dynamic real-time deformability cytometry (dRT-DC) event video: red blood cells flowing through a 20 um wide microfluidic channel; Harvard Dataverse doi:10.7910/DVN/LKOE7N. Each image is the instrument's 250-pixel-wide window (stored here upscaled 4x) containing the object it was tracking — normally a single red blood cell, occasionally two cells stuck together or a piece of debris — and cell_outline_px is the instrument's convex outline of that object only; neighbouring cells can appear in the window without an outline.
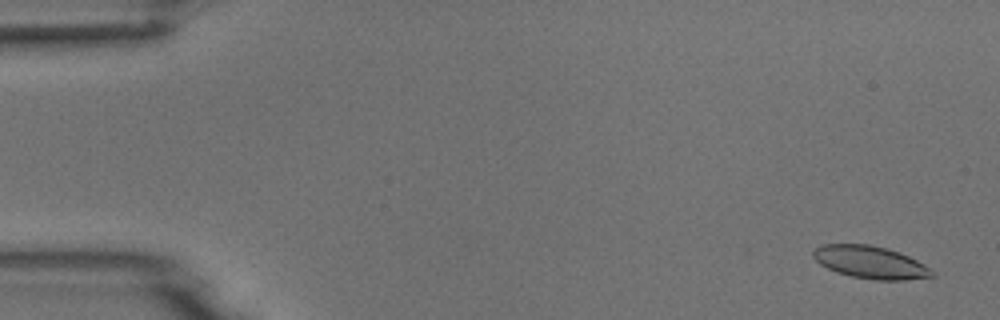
{"species": "common noctule bat (a hibernating species)", "species_latin": "Nyctalus noctula", "temperature_condition": "room temperature", "stored_images_in_passage": 9, "camera_frame_rate_fps": 3000, "um_per_image_px": 0.085, "animal": {"sex": "male", "body_mass_g": 18.8}, "frame": {"image": 1, "passage_image": 1, "time_ms": 0.0, "image_size_px": [1000, 320], "cell_outline_px": [[936, 272], [932, 276], [904, 280], [872, 280], [852, 276], [836, 272], [820, 264], [812, 256], [812, 252], [820, 244], [872, 244], [888, 248], [900, 252], [932, 268]], "centroid_in_image_um": [73.99, 22.28], "position_along_channel_um": 11.0, "area_um2": 22.72}}
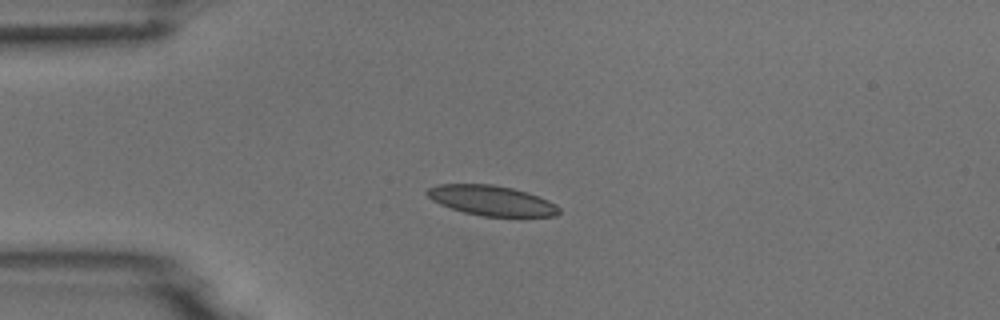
{"frame": {"image": 2, "passage_image": 4, "time_ms": 3.667, "image_size_px": [1000, 320], "cell_outline_px": [[560, 212], [556, 216], [480, 216], [464, 212], [440, 204], [432, 200], [424, 192], [428, 188], [436, 184], [492, 184], [512, 188], [528, 192], [548, 200], [556, 204], [560, 208]], "centroid_in_image_um": [41.78, 17.04], "position_along_channel_um": 43.2, "area_um2": 23.12}}
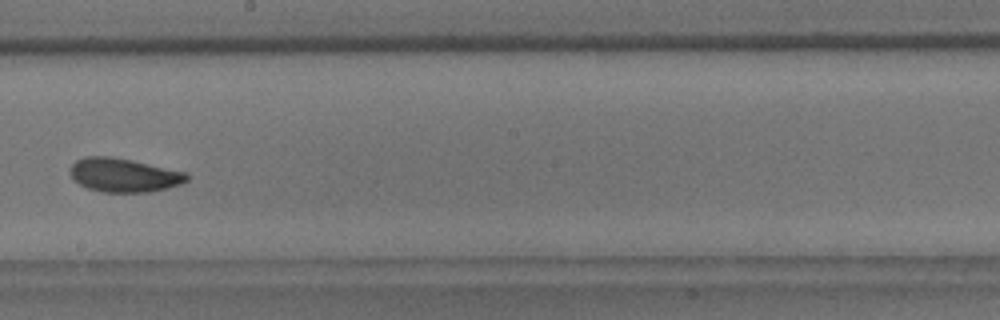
{"frame": {"image": 3, "passage_image": 9, "time_ms": 9.333, "image_size_px": [1000, 320], "cell_outline_px": [[188, 180], [180, 184], [148, 192], [104, 192], [88, 188], [80, 184], [72, 176], [72, 164], [76, 160], [84, 156], [112, 156], [132, 160], [184, 172], [188, 176]], "centroid_in_image_um": [10.51, 14.87], "position_along_channel_um": 237.7, "area_um2": 22.54}}